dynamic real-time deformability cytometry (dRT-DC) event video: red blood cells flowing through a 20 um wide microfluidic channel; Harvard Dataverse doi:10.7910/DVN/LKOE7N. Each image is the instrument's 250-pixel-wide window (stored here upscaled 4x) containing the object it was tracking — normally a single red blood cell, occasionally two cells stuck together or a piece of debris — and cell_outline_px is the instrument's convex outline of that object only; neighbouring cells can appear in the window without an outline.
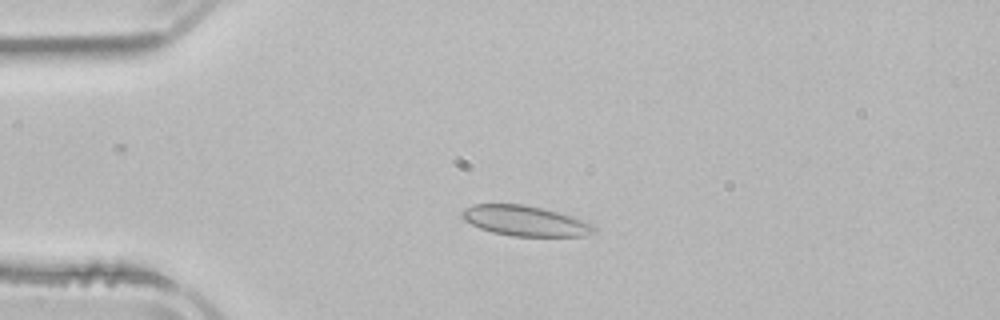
{"species": "common noctule bat (a hibernating species)", "species_latin": "Nyctalus noctula", "temperature_condition": "room temperature", "stored_images_in_passage": 5, "camera_frame_rate_fps": 3000, "um_per_image_px": 0.085, "animal": {"sex": "male", "body_mass_g": 21.5, "forearm_length_mm": 52.0}, "frame": {"image": 1, "passage_image": 4, "time_ms": 4.0, "image_size_px": [1000, 320], "cell_outline_px": [[596, 228], [592, 232], [584, 236], [512, 236], [492, 232], [480, 228], [464, 220], [460, 216], [460, 212], [464, 208], [472, 204], [524, 204], [572, 216], [592, 224]], "centroid_in_image_um": [44.57, 18.77], "position_along_channel_um": 40.4, "area_um2": 23.12}}
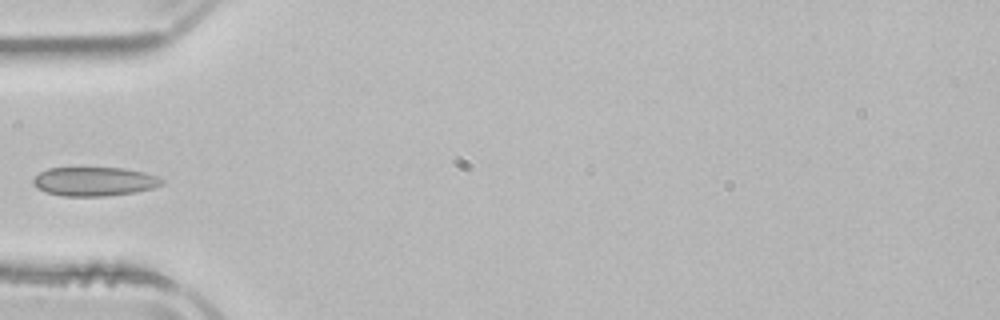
{"frame": {"image": 2, "passage_image": 5, "time_ms": 5.667, "image_size_px": [1000, 320], "cell_outline_px": [[164, 184], [152, 188], [136, 192], [104, 196], [64, 196], [48, 192], [36, 188], [32, 184], [32, 180], [40, 172], [48, 168], [124, 168], [144, 172], [156, 176], [164, 180]], "centroid_in_image_um": [8.02, 15.42], "position_along_channel_um": 77.0, "area_um2": 21.68}}